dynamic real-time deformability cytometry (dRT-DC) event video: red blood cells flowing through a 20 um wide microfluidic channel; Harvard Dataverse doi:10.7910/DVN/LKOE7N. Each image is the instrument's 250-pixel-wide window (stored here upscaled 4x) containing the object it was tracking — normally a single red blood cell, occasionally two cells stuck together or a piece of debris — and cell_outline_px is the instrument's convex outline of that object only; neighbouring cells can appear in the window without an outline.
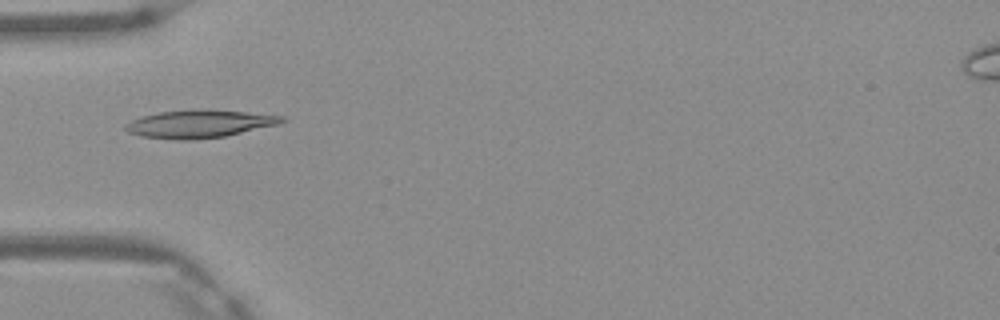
{"species": "Egyptian fruit bat (a non-hibernating species)", "species_latin": "Rousettus aegyptiacus", "temperature_condition": "warm", "stored_images_in_passage": 1, "camera_frame_rate_fps": 3000, "um_per_image_px": 0.085, "frame": {"image": 1, "passage_image": 1, "time_ms": 0.0, "image_size_px": [1000, 320], "cell_outline_px": [[288, 120], [280, 124], [224, 136], [196, 140], [176, 140], [140, 136], [128, 132], [124, 128], [124, 124], [140, 116], [160, 112], [196, 108], [208, 108], [284, 116]], "centroid_in_image_um": [16.94, 10.51], "position_along_channel_um": 68.1, "area_um2": 25.84}}